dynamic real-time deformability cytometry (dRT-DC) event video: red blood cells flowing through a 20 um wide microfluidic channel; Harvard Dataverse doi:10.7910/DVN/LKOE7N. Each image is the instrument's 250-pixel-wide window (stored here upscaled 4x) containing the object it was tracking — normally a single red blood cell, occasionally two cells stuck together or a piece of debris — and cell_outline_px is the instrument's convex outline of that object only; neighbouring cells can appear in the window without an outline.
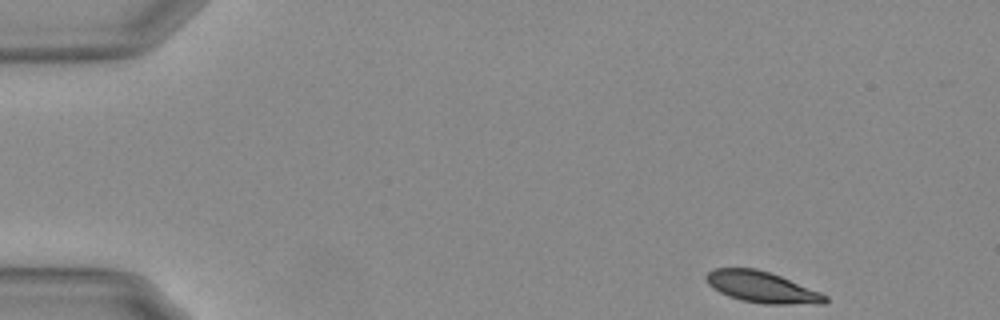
{"species": "Egyptian fruit bat (a non-hibernating species)", "species_latin": "Rousettus aegyptiacus", "temperature_condition": "warm", "stored_images_in_passage": 19, "camera_frame_rate_fps": 3000, "um_per_image_px": 0.085, "animal": {"sex": "female"}, "frame": {"image": 1, "passage_image": 1, "time_ms": 0.0, "image_size_px": [1000, 320], "cell_outline_px": [[828, 300], [824, 304], [764, 304], [740, 300], [728, 296], [712, 288], [708, 284], [704, 276], [712, 268], [756, 268], [780, 276], [820, 292], [828, 296]], "centroid_in_image_um": [64.74, 24.41], "position_along_channel_um": 20.3, "area_um2": 21.68}}
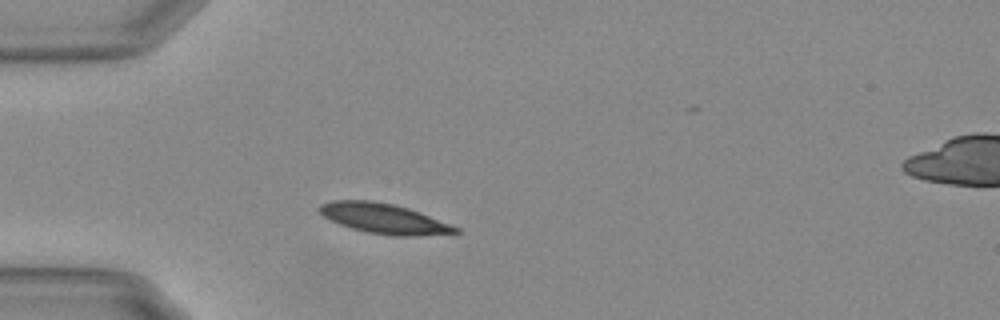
{"frame": {"image": 2, "passage_image": 11, "time_ms": 3.333, "image_size_px": [1000, 320], "cell_outline_px": [[460, 232], [416, 236], [392, 236], [368, 232], [352, 228], [340, 224], [324, 216], [316, 208], [320, 204], [332, 200], [372, 200], [392, 204], [408, 208], [452, 224], [460, 228]], "centroid_in_image_um": [32.64, 18.57], "position_along_channel_um": 52.4, "area_um2": 23.76}}
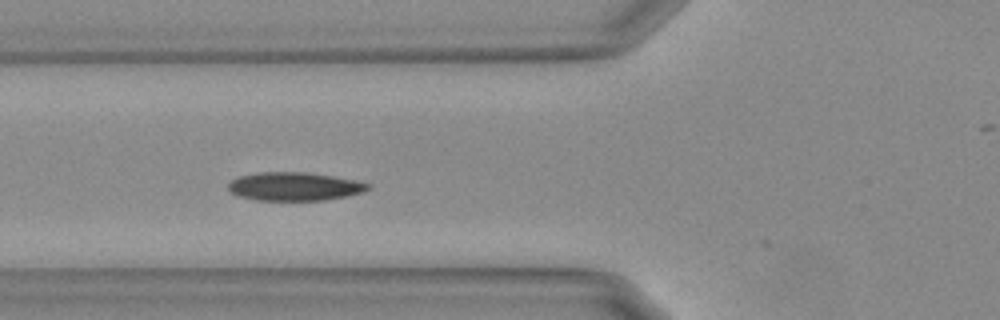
{"frame": {"image": 3, "passage_image": 16, "time_ms": 5.0, "image_size_px": [1000, 320], "cell_outline_px": [[372, 188], [364, 192], [348, 196], [324, 200], [256, 200], [236, 196], [228, 192], [228, 184], [232, 180], [240, 176], [260, 172], [304, 172], [332, 176], [356, 180], [372, 184]], "centroid_in_image_um": [25.04, 15.85], "position_along_channel_um": 100.8, "area_um2": 23.35}}